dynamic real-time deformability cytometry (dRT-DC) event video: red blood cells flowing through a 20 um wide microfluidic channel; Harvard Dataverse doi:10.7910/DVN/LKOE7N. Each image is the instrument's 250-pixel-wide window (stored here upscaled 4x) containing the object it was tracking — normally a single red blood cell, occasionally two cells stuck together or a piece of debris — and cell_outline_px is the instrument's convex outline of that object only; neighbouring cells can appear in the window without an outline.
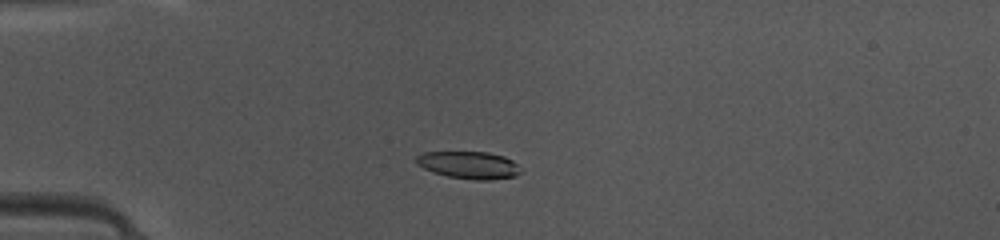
{"species": "common noctule bat (a hibernating species)", "species_latin": "Nyctalus noctula", "temperature_condition": "warm", "stored_images_in_passage": 44, "camera_frame_rate_fps": 3000, "um_per_image_px": 0.085, "animal": {"sex": "female", "body_mass_g": 10.0, "forearm_length_mm": 53.1}, "frame": {"image": 1, "passage_image": 9, "time_ms": 2.667, "image_size_px": [1000, 240], "cell_outline_px": [[520, 172], [516, 176], [488, 180], [472, 180], [448, 176], [432, 172], [416, 164], [416, 156], [424, 152], [488, 152], [504, 156], [512, 160], [516, 164]], "centroid_in_image_um": [39.83, 14.03], "position_along_channel_um": 45.2, "area_um2": 16.59}}
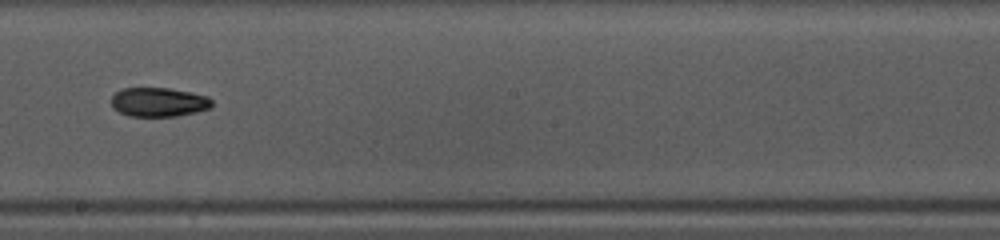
{"frame": {"image": 2, "passage_image": 24, "time_ms": 7.667, "image_size_px": [1000, 240], "cell_outline_px": [[212, 108], [196, 112], [176, 116], [128, 116], [112, 108], [112, 96], [120, 88], [168, 88], [192, 92], [208, 96], [212, 100]], "centroid_in_image_um": [13.5, 8.67], "position_along_channel_um": 234.7, "area_um2": 17.22}}
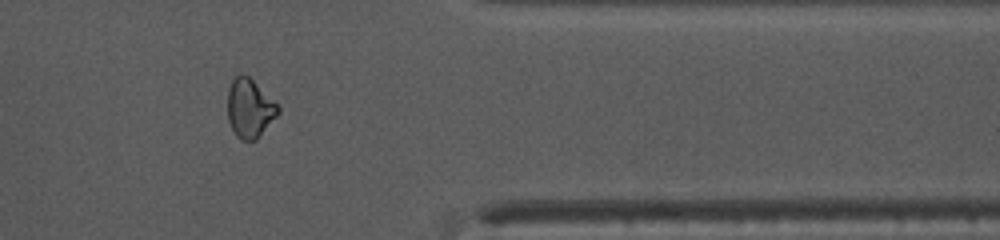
{"frame": {"image": 3, "passage_image": 36, "time_ms": 11.667, "image_size_px": [1000, 240], "cell_outline_px": [[280, 112], [256, 140], [240, 140], [236, 136], [228, 120], [228, 88], [232, 80], [236, 76], [248, 76], [280, 104]], "centroid_in_image_um": [21.25, 9.22], "position_along_channel_um": 390.2, "area_um2": 17.34}, "authors_computed_cell_mechanics": {"area_um2": 17.1955, "velocity_mm_per_s": 4.1969, "shape_relaxation_time_tau1_ms": 6.476, "shape_relaxation_time_tau2_ms": 3.112, "deformation_change_tau1": 0.16, "deformation_change_tau2": 0.088}}